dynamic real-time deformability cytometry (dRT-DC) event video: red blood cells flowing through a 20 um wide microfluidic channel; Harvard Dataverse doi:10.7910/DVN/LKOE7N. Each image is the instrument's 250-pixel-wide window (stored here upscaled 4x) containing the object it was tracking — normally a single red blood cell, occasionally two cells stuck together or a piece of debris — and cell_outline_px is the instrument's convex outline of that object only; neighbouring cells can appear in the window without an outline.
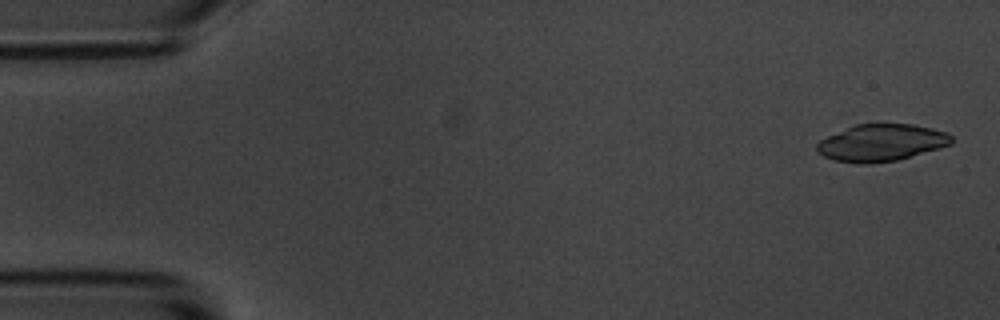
{"species": "common noctule bat (a hibernating species)", "species_latin": "Nyctalus noctula", "temperature_condition": "room temperature", "stored_images_in_passage": 55, "camera_frame_rate_fps": 3000, "um_per_image_px": 0.085, "animal": {"sex": "male", "body_mass_g": 20.1, "forearm_length_mm": 53.5}, "frame": {"image": 1, "passage_image": 2, "time_ms": 0.333, "image_size_px": [1000, 320], "cell_outline_px": [[952, 144], [940, 148], [896, 160], [868, 164], [856, 164], [832, 160], [824, 156], [816, 148], [816, 144], [820, 140], [852, 124], [912, 124], [932, 128], [948, 132], [952, 136]], "centroid_in_image_um": [74.91, 12.13], "position_along_channel_um": 10.1, "area_um2": 29.13}}